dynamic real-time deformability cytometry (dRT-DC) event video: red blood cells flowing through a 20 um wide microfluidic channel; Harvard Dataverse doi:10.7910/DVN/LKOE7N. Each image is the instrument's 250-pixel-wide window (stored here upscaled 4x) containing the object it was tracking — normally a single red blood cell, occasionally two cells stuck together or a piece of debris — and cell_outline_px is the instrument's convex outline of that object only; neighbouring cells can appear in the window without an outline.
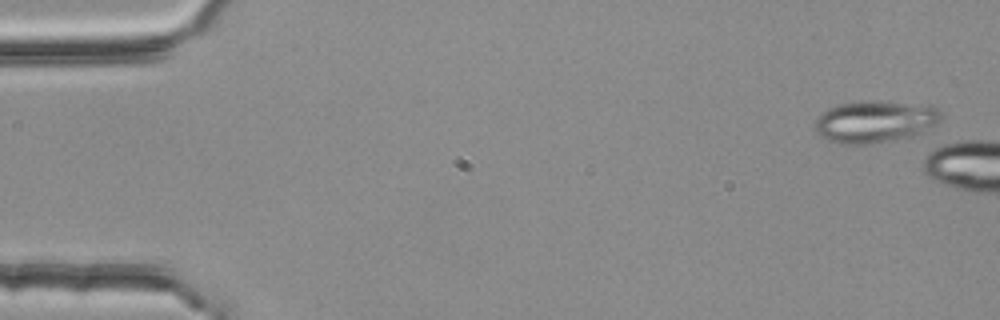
{"species": "common noctule bat (a hibernating species)", "species_latin": "Nyctalus noctula", "temperature_condition": "room temperature", "stored_images_in_passage": 3, "camera_frame_rate_fps": 3000, "um_per_image_px": 0.085, "animal": {"sex": "female", "body_mass_g": 25.1}, "frame": {"image": 1, "passage_image": 1, "time_ms": 0.0, "image_size_px": [1000, 320], "cell_outline_px": [[944, 120], [920, 132], [908, 136], [868, 144], [836, 144], [820, 136], [812, 128], [820, 112], [836, 104], [868, 100], [876, 100], [928, 104], [936, 108], [944, 116]], "centroid_in_image_um": [74.34, 10.3], "position_along_channel_um": 10.7, "area_um2": 31.33}}